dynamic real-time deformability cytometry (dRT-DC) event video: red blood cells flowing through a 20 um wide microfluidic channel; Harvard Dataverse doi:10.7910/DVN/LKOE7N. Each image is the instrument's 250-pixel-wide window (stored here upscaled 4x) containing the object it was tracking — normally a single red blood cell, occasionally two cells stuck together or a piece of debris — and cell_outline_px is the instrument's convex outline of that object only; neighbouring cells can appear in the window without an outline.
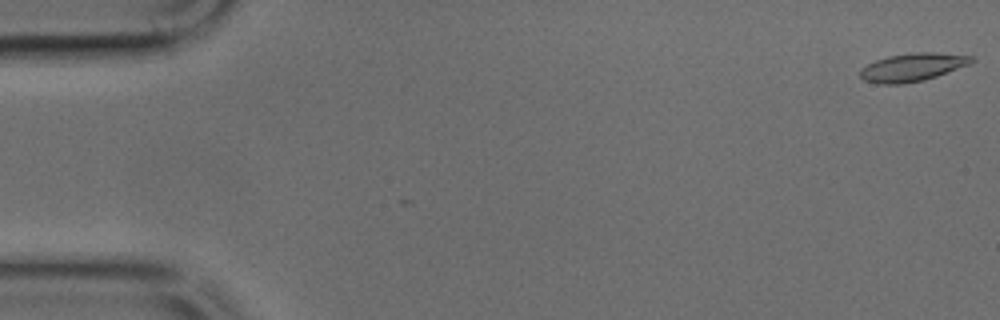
{"species": "common noctule bat (a hibernating species)", "species_latin": "Nyctalus noctula", "temperature_condition": "cold", "stored_images_in_passage": 7, "camera_frame_rate_fps": 3000, "um_per_image_px": 0.085, "animal": {"sex": "male", "body_mass_g": 17.9, "forearm_length_mm": 54.2}, "frame": {"image": 1, "passage_image": 1, "time_ms": 0.0, "image_size_px": [1000, 320], "cell_outline_px": [[976, 60], [972, 64], [924, 80], [904, 84], [876, 84], [864, 80], [860, 76], [860, 68], [876, 60], [888, 56], [920, 52], [932, 52], [972, 56]], "centroid_in_image_um": [77.57, 5.72], "position_along_channel_um": 7.4, "area_um2": 18.26}}